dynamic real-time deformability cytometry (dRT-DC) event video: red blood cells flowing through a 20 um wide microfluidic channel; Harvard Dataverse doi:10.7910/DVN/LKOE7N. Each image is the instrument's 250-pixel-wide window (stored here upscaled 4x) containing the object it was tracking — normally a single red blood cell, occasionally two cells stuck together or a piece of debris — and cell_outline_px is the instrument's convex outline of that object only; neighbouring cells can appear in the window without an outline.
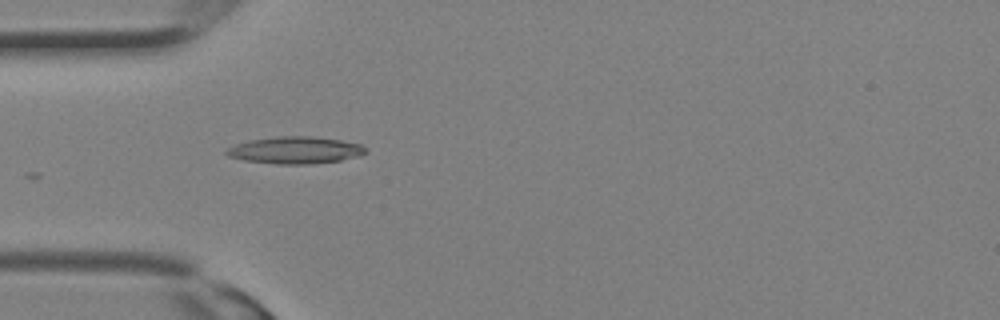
{"species": "Egyptian fruit bat (a non-hibernating species)", "species_latin": "Rousettus aegyptiacus", "temperature_condition": "room temperature", "stored_images_in_passage": 5, "camera_frame_rate_fps": 3000, "um_per_image_px": 0.085, "animal": {"sex": "female"}, "frame": {"image": 1, "passage_image": 1, "time_ms": 0.0, "image_size_px": [1000, 320], "cell_outline_px": [[368, 152], [360, 156], [340, 160], [308, 164], [276, 164], [244, 160], [228, 156], [224, 152], [228, 148], [236, 144], [248, 140], [276, 136], [308, 136], [340, 140], [360, 144]], "centroid_in_image_um": [25.07, 12.76], "position_along_channel_um": 59.9, "area_um2": 21.85}}
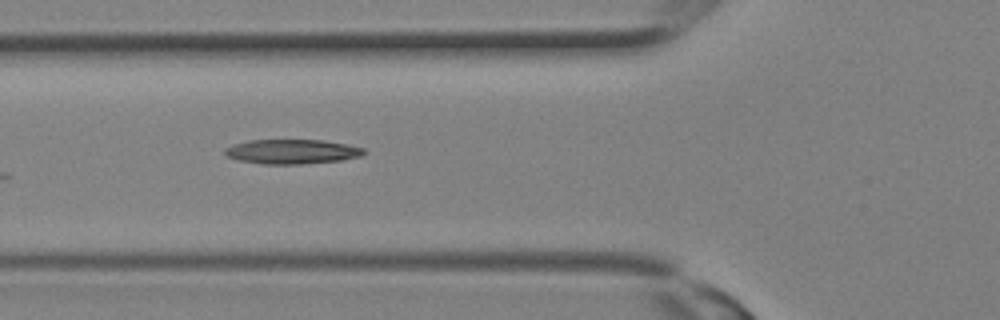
{"frame": {"image": 2, "passage_image": 3, "time_ms": 0.667, "image_size_px": [1000, 320], "cell_outline_px": [[364, 156], [340, 160], [300, 164], [264, 164], [236, 160], [228, 156], [224, 152], [224, 148], [232, 144], [248, 140], [324, 140], [364, 148]], "centroid_in_image_um": [24.78, 12.88], "position_along_channel_um": 101.0, "area_um2": 19.88}}
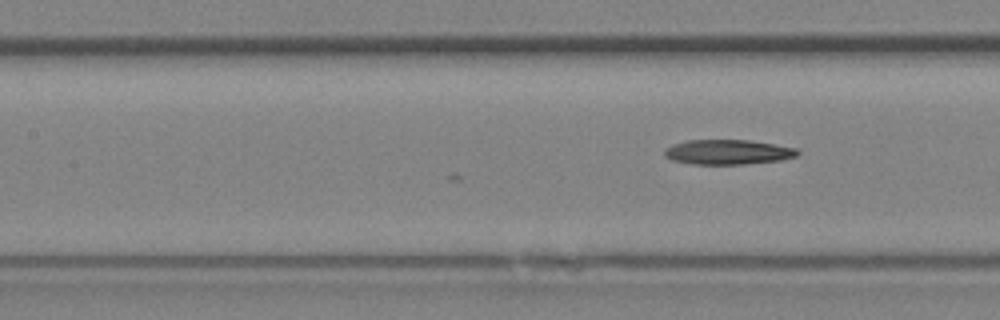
{"frame": {"image": 3, "passage_image": 5, "time_ms": 1.333, "image_size_px": [1000, 320], "cell_outline_px": [[800, 152], [796, 156], [784, 160], [744, 164], [692, 164], [672, 160], [664, 156], [664, 148], [672, 144], [688, 140], [748, 140], [796, 148]], "centroid_in_image_um": [61.85, 12.93], "position_along_channel_um": 145.6, "area_um2": 19.31}}